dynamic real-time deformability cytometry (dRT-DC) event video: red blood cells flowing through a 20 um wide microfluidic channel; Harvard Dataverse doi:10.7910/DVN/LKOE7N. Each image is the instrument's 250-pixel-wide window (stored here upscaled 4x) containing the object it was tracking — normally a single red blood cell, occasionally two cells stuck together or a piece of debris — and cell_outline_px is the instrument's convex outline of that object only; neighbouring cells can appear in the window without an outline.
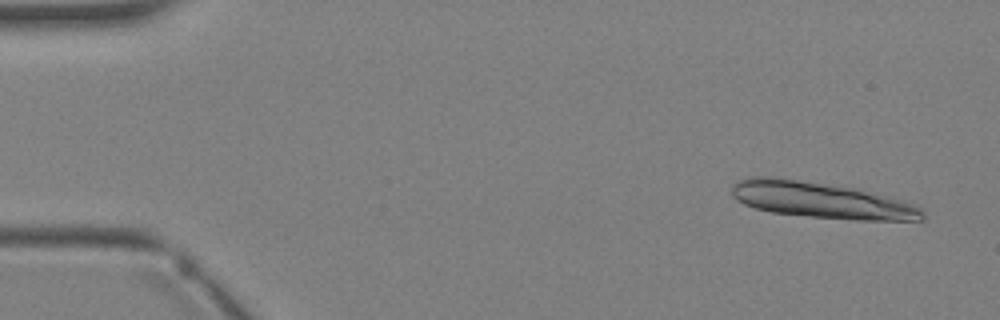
{"species": "Egyptian fruit bat (a non-hibernating species)", "species_latin": "Rousettus aegyptiacus", "temperature_condition": "warm", "stored_images_in_passage": 3, "camera_frame_rate_fps": 3000, "um_per_image_px": 0.085, "animal": {"sex": "female"}, "frame": {"image": 1, "passage_image": 3, "time_ms": 3.0, "image_size_px": [1000, 320], "cell_outline_px": [[924, 220], [856, 220], [812, 216], [772, 212], [756, 208], [744, 204], [736, 200], [732, 196], [732, 184], [740, 180], [752, 176], [768, 176], [852, 188], [904, 200], [920, 208], [924, 212]], "centroid_in_image_um": [69.79, 17.02], "position_along_channel_um": 15.2, "area_um2": 39.48}}